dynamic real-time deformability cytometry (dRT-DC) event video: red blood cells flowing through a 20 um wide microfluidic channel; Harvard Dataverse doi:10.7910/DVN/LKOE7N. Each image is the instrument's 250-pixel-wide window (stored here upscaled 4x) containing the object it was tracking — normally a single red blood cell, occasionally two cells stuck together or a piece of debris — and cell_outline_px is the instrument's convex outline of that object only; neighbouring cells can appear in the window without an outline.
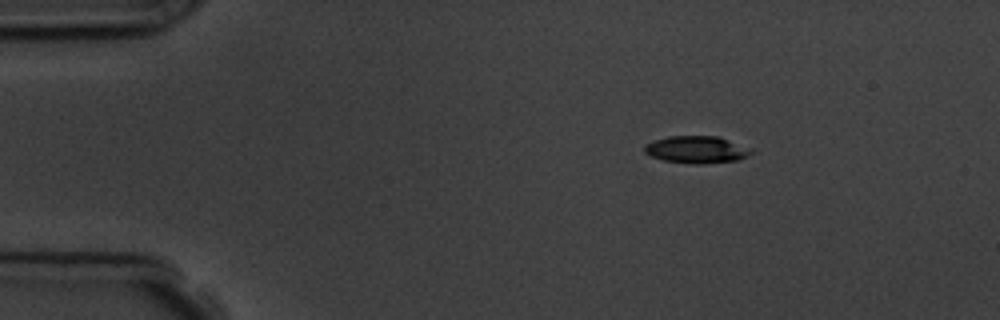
{"species": "common noctule bat (a hibernating species)", "species_latin": "Nyctalus noctula", "temperature_condition": "room temperature", "stored_images_in_passage": 3, "camera_frame_rate_fps": 3000, "um_per_image_px": 0.085, "animal": {"sex": "male", "body_mass_g": 19.5, "forearm_length_mm": 54.6}, "frame": {"image": 1, "passage_image": 1, "time_ms": 0.0, "image_size_px": [1000, 320], "cell_outline_px": [[752, 152], [748, 156], [736, 160], [700, 164], [692, 164], [664, 160], [652, 156], [644, 152], [644, 144], [668, 136], [716, 136], [728, 140]], "centroid_in_image_um": [59.12, 12.72], "position_along_channel_um": 25.9, "area_um2": 16.42}}